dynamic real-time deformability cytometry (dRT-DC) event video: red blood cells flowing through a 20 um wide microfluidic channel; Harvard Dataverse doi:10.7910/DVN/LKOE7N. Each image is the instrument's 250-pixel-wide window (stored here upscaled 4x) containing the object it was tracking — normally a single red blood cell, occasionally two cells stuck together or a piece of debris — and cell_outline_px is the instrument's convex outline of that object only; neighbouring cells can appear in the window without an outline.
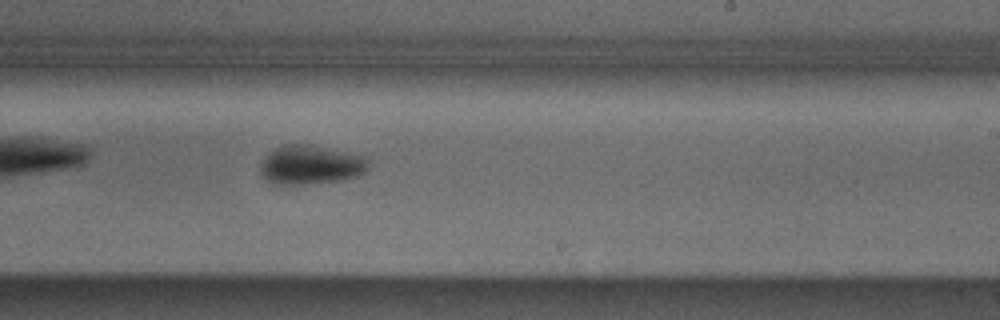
{"species": "Egyptian fruit bat (a non-hibernating species)", "species_latin": "Rousettus aegyptiacus", "temperature_condition": "cold", "stored_images_in_passage": 35, "camera_frame_rate_fps": 3000, "um_per_image_px": 0.085, "animal": {"sex": "male"}, "frame": {"image": 1, "passage_image": 16, "time_ms": 5.0, "image_size_px": [1000, 320], "cell_outline_px": [[368, 168], [360, 176], [340, 180], [300, 184], [272, 184], [260, 172], [260, 164], [264, 156], [268, 152], [284, 144], [312, 144], [364, 156], [368, 160]], "centroid_in_image_um": [26.39, 13.99], "position_along_channel_um": 262.6, "area_um2": 24.68}}
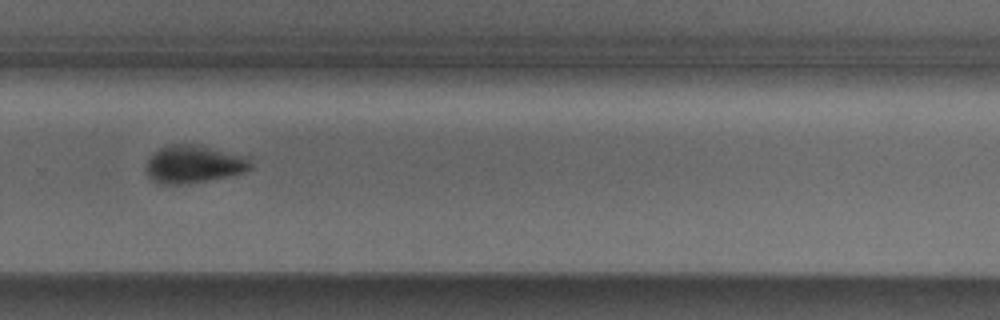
{"frame": {"image": 2, "passage_image": 20, "time_ms": 6.333, "image_size_px": [1000, 320], "cell_outline_px": [[252, 168], [244, 172], [228, 176], [180, 184], [156, 184], [148, 176], [148, 160], [160, 148], [172, 144], [196, 144], [252, 156]], "centroid_in_image_um": [16.56, 13.94], "position_along_channel_um": 313.2, "area_um2": 23.0}}